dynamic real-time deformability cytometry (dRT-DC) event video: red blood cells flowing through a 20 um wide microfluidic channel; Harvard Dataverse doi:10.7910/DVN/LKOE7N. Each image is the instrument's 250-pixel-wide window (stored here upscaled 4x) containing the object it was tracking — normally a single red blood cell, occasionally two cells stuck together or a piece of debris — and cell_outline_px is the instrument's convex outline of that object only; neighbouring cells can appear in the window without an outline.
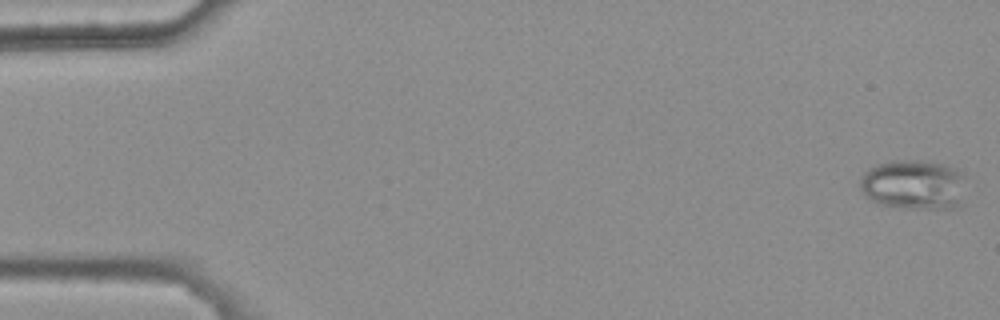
{"species": "common noctule bat (a hibernating species)", "species_latin": "Nyctalus noctula", "temperature_condition": "warm", "stored_images_in_passage": 48, "segment_of_instrument_passage": [1, 2], "camera_frame_rate_fps": 3000, "um_per_image_px": 0.085, "animal": {"sex": "female", "body_mass_g": 25.1}, "frame": {"image": 1, "passage_image": 1, "time_ms": 0.0, "image_size_px": [1000, 320], "cell_outline_px": [[964, 204], [956, 208], [904, 208], [880, 204], [864, 196], [860, 188], [860, 176], [868, 168], [876, 164], [892, 160], [920, 160], [940, 164], [956, 168], [964, 172]], "centroid_in_image_um": [77.68, 15.7], "position_along_channel_um": 7.3, "area_um2": 31.39}}